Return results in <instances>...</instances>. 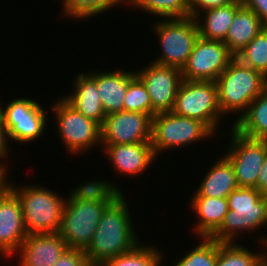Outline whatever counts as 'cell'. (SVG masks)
<instances>
[{
    "instance_id": "836d02e7",
    "label": "cell",
    "mask_w": 267,
    "mask_h": 266,
    "mask_svg": "<svg viewBox=\"0 0 267 266\" xmlns=\"http://www.w3.org/2000/svg\"><path fill=\"white\" fill-rule=\"evenodd\" d=\"M242 5L254 11L267 26V0H243Z\"/></svg>"
},
{
    "instance_id": "44dd1931",
    "label": "cell",
    "mask_w": 267,
    "mask_h": 266,
    "mask_svg": "<svg viewBox=\"0 0 267 266\" xmlns=\"http://www.w3.org/2000/svg\"><path fill=\"white\" fill-rule=\"evenodd\" d=\"M213 164L192 196L227 198L238 188L232 164L225 156Z\"/></svg>"
},
{
    "instance_id": "4fadbf2b",
    "label": "cell",
    "mask_w": 267,
    "mask_h": 266,
    "mask_svg": "<svg viewBox=\"0 0 267 266\" xmlns=\"http://www.w3.org/2000/svg\"><path fill=\"white\" fill-rule=\"evenodd\" d=\"M136 75L146 86L152 103V117L159 112L172 111L175 98L183 81L182 71L173 66H164L150 62Z\"/></svg>"
},
{
    "instance_id": "f546056e",
    "label": "cell",
    "mask_w": 267,
    "mask_h": 266,
    "mask_svg": "<svg viewBox=\"0 0 267 266\" xmlns=\"http://www.w3.org/2000/svg\"><path fill=\"white\" fill-rule=\"evenodd\" d=\"M198 239L202 242L180 258L174 266H216L217 241L210 237Z\"/></svg>"
},
{
    "instance_id": "7402d4cb",
    "label": "cell",
    "mask_w": 267,
    "mask_h": 266,
    "mask_svg": "<svg viewBox=\"0 0 267 266\" xmlns=\"http://www.w3.org/2000/svg\"><path fill=\"white\" fill-rule=\"evenodd\" d=\"M265 27L254 11L242 5L235 13L224 43L235 56Z\"/></svg>"
},
{
    "instance_id": "4dcf8cb0",
    "label": "cell",
    "mask_w": 267,
    "mask_h": 266,
    "mask_svg": "<svg viewBox=\"0 0 267 266\" xmlns=\"http://www.w3.org/2000/svg\"><path fill=\"white\" fill-rule=\"evenodd\" d=\"M123 111L146 113L152 117L150 95L147 92L146 86L137 75L128 84Z\"/></svg>"
},
{
    "instance_id": "4316f807",
    "label": "cell",
    "mask_w": 267,
    "mask_h": 266,
    "mask_svg": "<svg viewBox=\"0 0 267 266\" xmlns=\"http://www.w3.org/2000/svg\"><path fill=\"white\" fill-rule=\"evenodd\" d=\"M143 244L138 243L130 251L108 260L102 266H160L163 251L159 252L158 247Z\"/></svg>"
},
{
    "instance_id": "74e56055",
    "label": "cell",
    "mask_w": 267,
    "mask_h": 266,
    "mask_svg": "<svg viewBox=\"0 0 267 266\" xmlns=\"http://www.w3.org/2000/svg\"><path fill=\"white\" fill-rule=\"evenodd\" d=\"M259 239H261V241L260 242H262L261 244H262V246H263V249L264 250H266L267 249V237L266 236H264V238L263 237H261V238H259ZM265 246V247H264ZM267 251V250H266ZM266 266H267V252H266Z\"/></svg>"
},
{
    "instance_id": "ffe728a7",
    "label": "cell",
    "mask_w": 267,
    "mask_h": 266,
    "mask_svg": "<svg viewBox=\"0 0 267 266\" xmlns=\"http://www.w3.org/2000/svg\"><path fill=\"white\" fill-rule=\"evenodd\" d=\"M193 198V199H192ZM189 205L198 216L197 237H210L222 224L229 211L227 198L192 196Z\"/></svg>"
},
{
    "instance_id": "277c9868",
    "label": "cell",
    "mask_w": 267,
    "mask_h": 266,
    "mask_svg": "<svg viewBox=\"0 0 267 266\" xmlns=\"http://www.w3.org/2000/svg\"><path fill=\"white\" fill-rule=\"evenodd\" d=\"M227 200L229 211L210 238L221 243H233L238 232H254L267 225V196L256 188L238 187L227 196Z\"/></svg>"
},
{
    "instance_id": "5bb4252c",
    "label": "cell",
    "mask_w": 267,
    "mask_h": 266,
    "mask_svg": "<svg viewBox=\"0 0 267 266\" xmlns=\"http://www.w3.org/2000/svg\"><path fill=\"white\" fill-rule=\"evenodd\" d=\"M151 128L149 114L133 111L109 114L101 125V145L150 142Z\"/></svg>"
},
{
    "instance_id": "e0dca14e",
    "label": "cell",
    "mask_w": 267,
    "mask_h": 266,
    "mask_svg": "<svg viewBox=\"0 0 267 266\" xmlns=\"http://www.w3.org/2000/svg\"><path fill=\"white\" fill-rule=\"evenodd\" d=\"M102 146L115 171L125 176L130 175V177L149 169L158 157L150 142Z\"/></svg>"
},
{
    "instance_id": "6da1fadb",
    "label": "cell",
    "mask_w": 267,
    "mask_h": 266,
    "mask_svg": "<svg viewBox=\"0 0 267 266\" xmlns=\"http://www.w3.org/2000/svg\"><path fill=\"white\" fill-rule=\"evenodd\" d=\"M74 189L66 198L58 233L68 248L85 250L93 239L103 212L123 192L106 179L88 181Z\"/></svg>"
},
{
    "instance_id": "ac0fdd59",
    "label": "cell",
    "mask_w": 267,
    "mask_h": 266,
    "mask_svg": "<svg viewBox=\"0 0 267 266\" xmlns=\"http://www.w3.org/2000/svg\"><path fill=\"white\" fill-rule=\"evenodd\" d=\"M87 72L95 81L106 116L123 111L128 84L136 76L135 71Z\"/></svg>"
},
{
    "instance_id": "5b68a950",
    "label": "cell",
    "mask_w": 267,
    "mask_h": 266,
    "mask_svg": "<svg viewBox=\"0 0 267 266\" xmlns=\"http://www.w3.org/2000/svg\"><path fill=\"white\" fill-rule=\"evenodd\" d=\"M12 184L9 189L20 201L27 233L58 232L66 198H62L59 193L40 185L17 187Z\"/></svg>"
},
{
    "instance_id": "8fae6325",
    "label": "cell",
    "mask_w": 267,
    "mask_h": 266,
    "mask_svg": "<svg viewBox=\"0 0 267 266\" xmlns=\"http://www.w3.org/2000/svg\"><path fill=\"white\" fill-rule=\"evenodd\" d=\"M231 129V143L225 157L232 164L238 187L256 188L267 152V140L247 138Z\"/></svg>"
},
{
    "instance_id": "30bf717a",
    "label": "cell",
    "mask_w": 267,
    "mask_h": 266,
    "mask_svg": "<svg viewBox=\"0 0 267 266\" xmlns=\"http://www.w3.org/2000/svg\"><path fill=\"white\" fill-rule=\"evenodd\" d=\"M0 102L2 122L8 139L15 142L31 143L44 133L47 127V112L36 100L15 98L6 105Z\"/></svg>"
},
{
    "instance_id": "ba28073f",
    "label": "cell",
    "mask_w": 267,
    "mask_h": 266,
    "mask_svg": "<svg viewBox=\"0 0 267 266\" xmlns=\"http://www.w3.org/2000/svg\"><path fill=\"white\" fill-rule=\"evenodd\" d=\"M172 112L181 117L204 122L216 133L220 120L224 118L219 106L216 82L183 79Z\"/></svg>"
},
{
    "instance_id": "7a4b0ae2",
    "label": "cell",
    "mask_w": 267,
    "mask_h": 266,
    "mask_svg": "<svg viewBox=\"0 0 267 266\" xmlns=\"http://www.w3.org/2000/svg\"><path fill=\"white\" fill-rule=\"evenodd\" d=\"M125 197L121 193L103 212L93 239L85 249L90 266H102L141 242L133 229Z\"/></svg>"
},
{
    "instance_id": "d4e9b609",
    "label": "cell",
    "mask_w": 267,
    "mask_h": 266,
    "mask_svg": "<svg viewBox=\"0 0 267 266\" xmlns=\"http://www.w3.org/2000/svg\"><path fill=\"white\" fill-rule=\"evenodd\" d=\"M216 266H266V251L254 253L235 242L217 241Z\"/></svg>"
},
{
    "instance_id": "1f68e13d",
    "label": "cell",
    "mask_w": 267,
    "mask_h": 266,
    "mask_svg": "<svg viewBox=\"0 0 267 266\" xmlns=\"http://www.w3.org/2000/svg\"><path fill=\"white\" fill-rule=\"evenodd\" d=\"M53 266H90L84 249L67 248Z\"/></svg>"
},
{
    "instance_id": "8d00e7d4",
    "label": "cell",
    "mask_w": 267,
    "mask_h": 266,
    "mask_svg": "<svg viewBox=\"0 0 267 266\" xmlns=\"http://www.w3.org/2000/svg\"><path fill=\"white\" fill-rule=\"evenodd\" d=\"M0 159L1 160H5L1 156H0ZM7 170H9L8 166H7V162H6V165H5L4 162L0 161V192H3V191H5V190L10 188L11 182L9 183L8 182L9 180H7V176H6V175H8L7 174L8 173Z\"/></svg>"
},
{
    "instance_id": "83f0119b",
    "label": "cell",
    "mask_w": 267,
    "mask_h": 266,
    "mask_svg": "<svg viewBox=\"0 0 267 266\" xmlns=\"http://www.w3.org/2000/svg\"><path fill=\"white\" fill-rule=\"evenodd\" d=\"M235 58L267 78V26L239 51Z\"/></svg>"
},
{
    "instance_id": "e575fe53",
    "label": "cell",
    "mask_w": 267,
    "mask_h": 266,
    "mask_svg": "<svg viewBox=\"0 0 267 266\" xmlns=\"http://www.w3.org/2000/svg\"><path fill=\"white\" fill-rule=\"evenodd\" d=\"M256 189L263 195L267 196V152L263 165L259 171Z\"/></svg>"
},
{
    "instance_id": "52a82bcc",
    "label": "cell",
    "mask_w": 267,
    "mask_h": 266,
    "mask_svg": "<svg viewBox=\"0 0 267 266\" xmlns=\"http://www.w3.org/2000/svg\"><path fill=\"white\" fill-rule=\"evenodd\" d=\"M214 135L204 122L178 116L172 111L159 112L152 117L150 143L156 156L162 151L188 146Z\"/></svg>"
},
{
    "instance_id": "3957f363",
    "label": "cell",
    "mask_w": 267,
    "mask_h": 266,
    "mask_svg": "<svg viewBox=\"0 0 267 266\" xmlns=\"http://www.w3.org/2000/svg\"><path fill=\"white\" fill-rule=\"evenodd\" d=\"M215 82L222 115H232L240 111L235 122L247 111L250 103L267 88V78L262 73L241 63L235 57Z\"/></svg>"
},
{
    "instance_id": "484cf974",
    "label": "cell",
    "mask_w": 267,
    "mask_h": 266,
    "mask_svg": "<svg viewBox=\"0 0 267 266\" xmlns=\"http://www.w3.org/2000/svg\"><path fill=\"white\" fill-rule=\"evenodd\" d=\"M127 3L162 19L189 17V0H128Z\"/></svg>"
},
{
    "instance_id": "9a60e30c",
    "label": "cell",
    "mask_w": 267,
    "mask_h": 266,
    "mask_svg": "<svg viewBox=\"0 0 267 266\" xmlns=\"http://www.w3.org/2000/svg\"><path fill=\"white\" fill-rule=\"evenodd\" d=\"M27 235L18 197L10 189L0 192V256L16 254Z\"/></svg>"
},
{
    "instance_id": "9c48e42d",
    "label": "cell",
    "mask_w": 267,
    "mask_h": 266,
    "mask_svg": "<svg viewBox=\"0 0 267 266\" xmlns=\"http://www.w3.org/2000/svg\"><path fill=\"white\" fill-rule=\"evenodd\" d=\"M52 114L57 124L58 134L61 137L65 150L70 154L89 152L91 147H101V125L85 117L70 105L63 97L57 99L51 106ZM99 144V145H97Z\"/></svg>"
},
{
    "instance_id": "7c38bea8",
    "label": "cell",
    "mask_w": 267,
    "mask_h": 266,
    "mask_svg": "<svg viewBox=\"0 0 267 266\" xmlns=\"http://www.w3.org/2000/svg\"><path fill=\"white\" fill-rule=\"evenodd\" d=\"M235 56L223 41L199 37L182 68L188 81H215Z\"/></svg>"
},
{
    "instance_id": "d6a6232c",
    "label": "cell",
    "mask_w": 267,
    "mask_h": 266,
    "mask_svg": "<svg viewBox=\"0 0 267 266\" xmlns=\"http://www.w3.org/2000/svg\"><path fill=\"white\" fill-rule=\"evenodd\" d=\"M234 2V0H189V16L195 18L201 11L221 7Z\"/></svg>"
},
{
    "instance_id": "2e32d148",
    "label": "cell",
    "mask_w": 267,
    "mask_h": 266,
    "mask_svg": "<svg viewBox=\"0 0 267 266\" xmlns=\"http://www.w3.org/2000/svg\"><path fill=\"white\" fill-rule=\"evenodd\" d=\"M66 242L55 233L28 234L16 251L20 266H53L67 249Z\"/></svg>"
},
{
    "instance_id": "8992f818",
    "label": "cell",
    "mask_w": 267,
    "mask_h": 266,
    "mask_svg": "<svg viewBox=\"0 0 267 266\" xmlns=\"http://www.w3.org/2000/svg\"><path fill=\"white\" fill-rule=\"evenodd\" d=\"M153 27L162 52L152 62L182 70L200 37L195 18L189 16L163 19L155 22Z\"/></svg>"
},
{
    "instance_id": "cb8c5ba5",
    "label": "cell",
    "mask_w": 267,
    "mask_h": 266,
    "mask_svg": "<svg viewBox=\"0 0 267 266\" xmlns=\"http://www.w3.org/2000/svg\"><path fill=\"white\" fill-rule=\"evenodd\" d=\"M232 127L244 137L267 140V88L250 103Z\"/></svg>"
},
{
    "instance_id": "f1b7e54d",
    "label": "cell",
    "mask_w": 267,
    "mask_h": 266,
    "mask_svg": "<svg viewBox=\"0 0 267 266\" xmlns=\"http://www.w3.org/2000/svg\"><path fill=\"white\" fill-rule=\"evenodd\" d=\"M127 3V0H62L61 6L64 11L62 15L75 18L86 19L96 16L105 11L114 8L116 5Z\"/></svg>"
},
{
    "instance_id": "603a6c76",
    "label": "cell",
    "mask_w": 267,
    "mask_h": 266,
    "mask_svg": "<svg viewBox=\"0 0 267 266\" xmlns=\"http://www.w3.org/2000/svg\"><path fill=\"white\" fill-rule=\"evenodd\" d=\"M241 6L242 2L234 1L228 5L211 8L198 14L195 20L198 25L200 37L224 42L235 13ZM200 16L204 19L201 22Z\"/></svg>"
},
{
    "instance_id": "d6986e66",
    "label": "cell",
    "mask_w": 267,
    "mask_h": 266,
    "mask_svg": "<svg viewBox=\"0 0 267 266\" xmlns=\"http://www.w3.org/2000/svg\"><path fill=\"white\" fill-rule=\"evenodd\" d=\"M77 77V78H76ZM73 82V93L63 98L85 117L102 125L106 117L96 81L86 72L79 73Z\"/></svg>"
},
{
    "instance_id": "d590c367",
    "label": "cell",
    "mask_w": 267,
    "mask_h": 266,
    "mask_svg": "<svg viewBox=\"0 0 267 266\" xmlns=\"http://www.w3.org/2000/svg\"><path fill=\"white\" fill-rule=\"evenodd\" d=\"M8 133L5 129V126L2 122L1 114H0V156L2 158L9 157V144H8Z\"/></svg>"
}]
</instances>
